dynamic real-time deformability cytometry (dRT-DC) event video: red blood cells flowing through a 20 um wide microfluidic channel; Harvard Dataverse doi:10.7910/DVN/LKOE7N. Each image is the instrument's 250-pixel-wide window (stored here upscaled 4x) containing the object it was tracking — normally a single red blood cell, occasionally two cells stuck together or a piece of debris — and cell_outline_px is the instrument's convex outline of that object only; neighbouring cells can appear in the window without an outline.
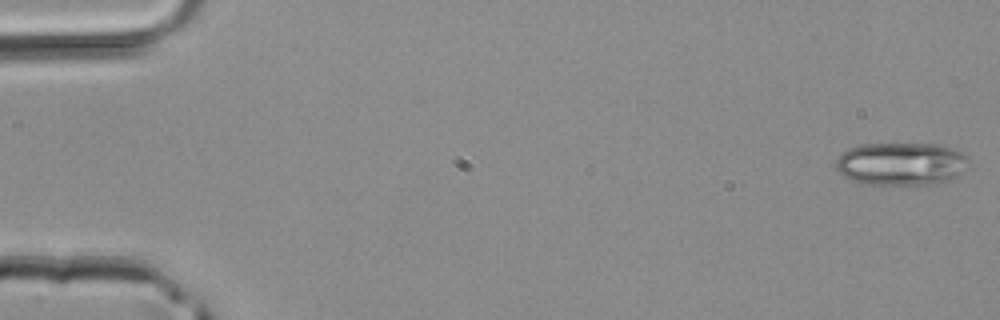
{"species": "common noctule bat (a hibernating species)", "species_latin": "Nyctalus noctula", "temperature_condition": "room temperature", "stored_images_in_passage": 44, "camera_frame_rate_fps": 3000, "um_per_image_px": 0.085, "animal": {"sex": "male", "body_mass_g": 20.4}, "frame": {"image": 1, "passage_image": 1, "time_ms": 0.0, "image_size_px": [1000, 320], "cell_outline_px": [[968, 160], [960, 172], [948, 180], [936, 184], [864, 184], [852, 180], [844, 176], [836, 168], [836, 160], [848, 148], [864, 144], [932, 144], [952, 148], [968, 156]], "centroid_in_image_um": [76.56, 13.92], "position_along_channel_um": 8.4, "area_um2": 32.71}}
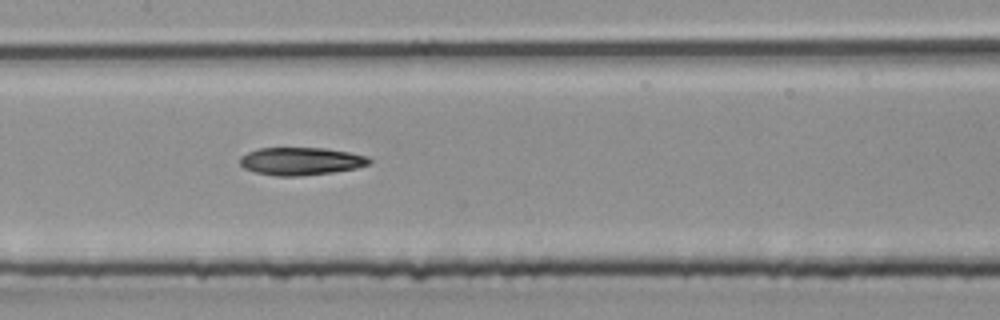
{"frame": {"image": 2, "passage_image": 22, "time_ms": 7.0, "image_size_px": [1000, 320], "cell_outline_px": [[372, 164], [356, 168], [332, 172], [300, 176], [276, 176], [256, 172], [244, 168], [240, 164], [240, 156], [248, 152], [260, 148], [324, 148], [348, 152], [368, 156], [372, 160]], "centroid_in_image_um": [25.6, 13.7], "position_along_channel_um": 181.8, "area_um2": 20.92}}
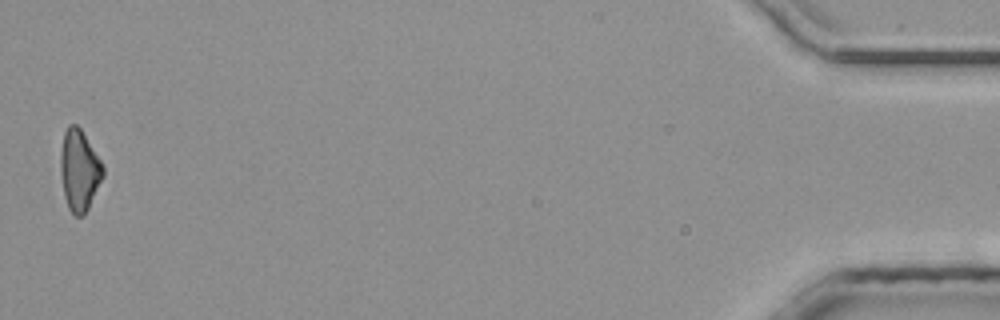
{"frame": {"image": 3, "passage_image": 44, "time_ms": 14.333, "image_size_px": [1000, 320], "cell_outline_px": [[104, 176], [84, 216], [76, 216], [68, 208], [64, 196], [60, 176], [60, 152], [64, 132], [68, 124], [76, 124], [80, 128], [104, 164]], "centroid_in_image_um": [6.74, 14.47], "position_along_channel_um": 428.5, "area_um2": 20.35}}